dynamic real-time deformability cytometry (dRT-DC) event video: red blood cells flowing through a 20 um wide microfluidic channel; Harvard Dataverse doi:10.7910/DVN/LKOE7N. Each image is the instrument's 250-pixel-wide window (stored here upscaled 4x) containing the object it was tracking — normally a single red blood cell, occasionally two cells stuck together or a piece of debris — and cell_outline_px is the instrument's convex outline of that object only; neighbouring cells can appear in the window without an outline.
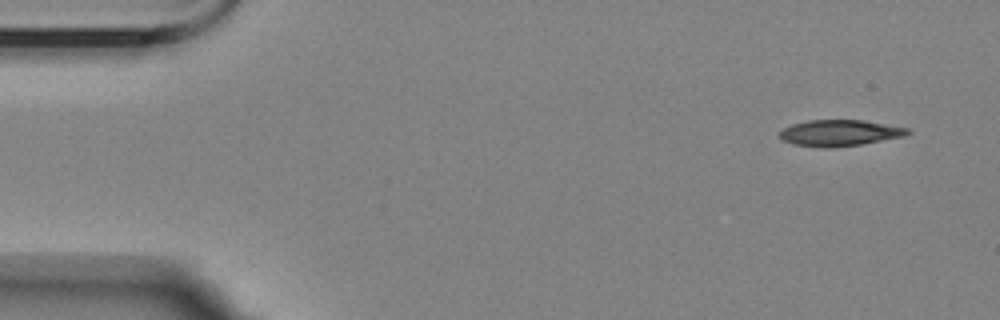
{"species": "Egyptian fruit bat (a non-hibernating species)", "species_latin": "Rousettus aegyptiacus", "temperature_condition": "room temperature", "stored_images_in_passage": 9, "camera_frame_rate_fps": 3000, "um_per_image_px": 0.085, "animal": {"sex": "female"}, "frame": {"image": 1, "passage_image": 1, "time_ms": 0.0, "image_size_px": [1000, 320], "cell_outline_px": [[912, 132], [904, 136], [860, 144], [828, 148], [824, 148], [796, 144], [784, 140], [780, 136], [780, 132], [784, 128], [792, 124], [808, 120], [864, 120], [912, 128]], "centroid_in_image_um": [71.44, 11.28], "position_along_channel_um": 13.6, "area_um2": 19.42}}
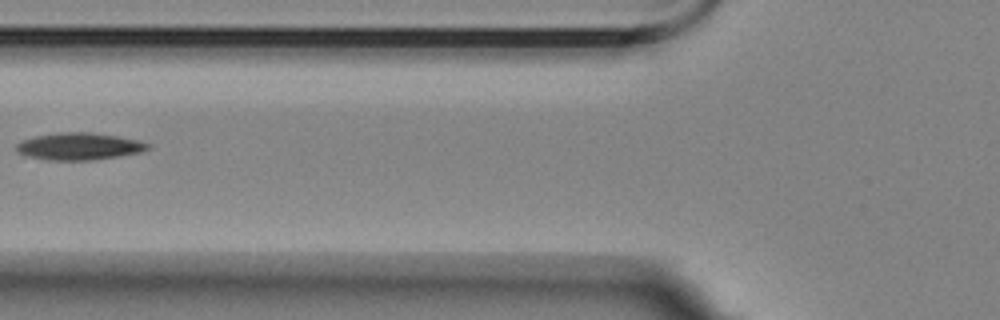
{"frame": {"image": 2, "passage_image": 6, "time_ms": 6.0, "image_size_px": [1000, 320], "cell_outline_px": [[152, 148], [140, 152], [120, 156], [96, 160], [44, 160], [24, 156], [16, 152], [16, 144], [20, 140], [36, 136], [56, 132], [92, 132], [140, 140], [152, 144]], "centroid_in_image_um": [6.72, 12.44], "position_along_channel_um": 119.1, "area_um2": 21.27}}
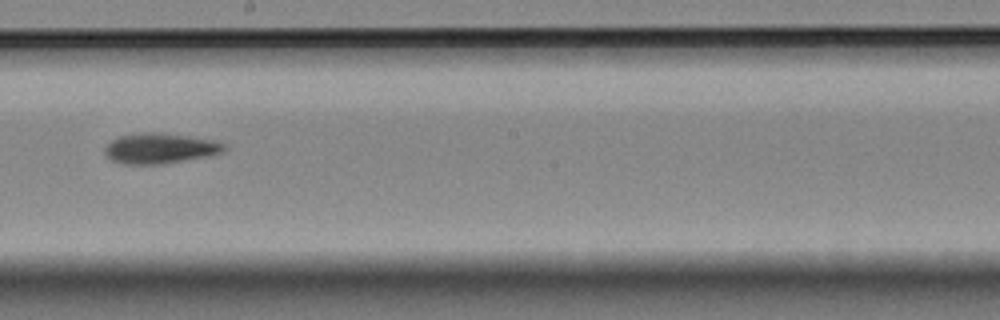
{"frame": {"image": 3, "passage_image": 9, "time_ms": 9.333, "image_size_px": [1000, 320], "cell_outline_px": [[224, 152], [208, 156], [164, 164], [120, 164], [104, 156], [104, 148], [112, 140], [120, 136], [152, 132], [184, 136], [212, 140], [224, 144]], "centroid_in_image_um": [13.55, 12.64], "position_along_channel_um": 234.7, "area_um2": 20.81}}